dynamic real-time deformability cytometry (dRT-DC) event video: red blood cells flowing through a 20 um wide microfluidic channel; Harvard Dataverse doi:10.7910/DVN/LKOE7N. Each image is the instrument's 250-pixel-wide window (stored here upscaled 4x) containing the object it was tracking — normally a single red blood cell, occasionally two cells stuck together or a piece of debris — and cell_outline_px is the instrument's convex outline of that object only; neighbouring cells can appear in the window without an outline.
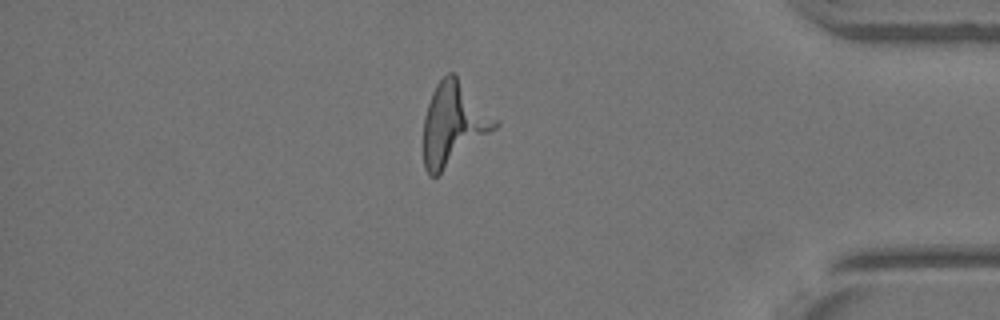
{"species": "Egyptian fruit bat (a non-hibernating species)", "species_latin": "Rousettus aegyptiacus", "temperature_condition": "warm", "stored_images_in_passage": 26, "camera_frame_rate_fps": 3000, "um_per_image_px": 0.085, "animal": {"sex": "female"}, "frame": {"image": 1, "passage_image": 21, "time_ms": 6.667, "image_size_px": [1000, 320], "cell_outline_px": [[500, 124], [496, 128], [436, 176], [428, 176], [424, 168], [424, 116], [432, 92], [436, 84], [448, 72], [452, 72], [500, 120]], "centroid_in_image_um": [38.55, 10.52], "position_along_channel_um": 396.7, "area_um2": 33.99}}
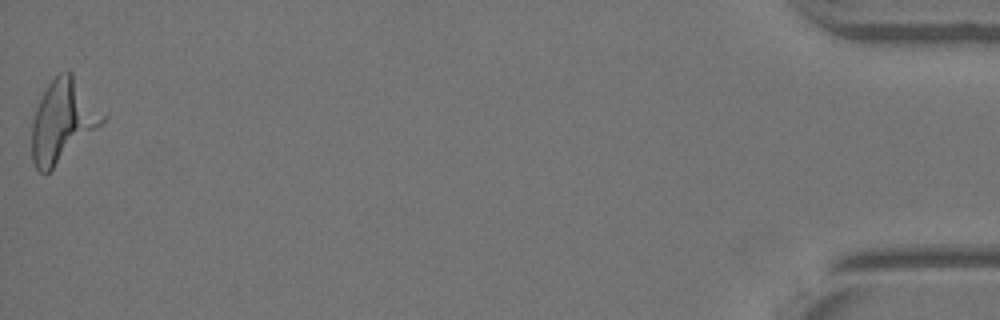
{"frame": {"image": 2, "passage_image": 26, "time_ms": 8.333, "image_size_px": [1000, 320], "cell_outline_px": [[108, 116], [96, 128], [48, 172], [40, 172], [36, 168], [32, 160], [32, 120], [36, 108], [48, 84], [60, 72], [72, 72]], "centroid_in_image_um": [5.33, 10.23], "position_along_channel_um": 429.9, "area_um2": 33.12}}